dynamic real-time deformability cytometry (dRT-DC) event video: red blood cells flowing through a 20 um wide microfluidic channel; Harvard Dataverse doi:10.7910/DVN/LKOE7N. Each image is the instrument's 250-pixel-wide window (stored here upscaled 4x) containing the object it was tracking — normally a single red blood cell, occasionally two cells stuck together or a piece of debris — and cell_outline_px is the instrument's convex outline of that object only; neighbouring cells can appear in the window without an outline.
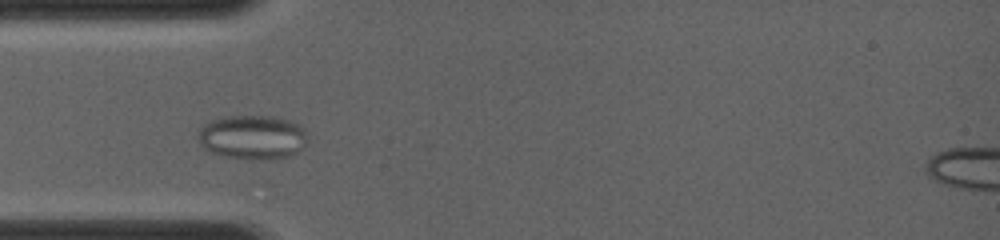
{"species": "common noctule bat (a hibernating species)", "species_latin": "Nyctalus noctula", "temperature_condition": "room temperature", "stored_images_in_passage": 4, "camera_frame_rate_fps": 4000, "um_per_image_px": 0.085, "animal": {"sex": "female", "body_mass_g": 19.0, "forearm_length_mm": 56.7}, "frame": {"image": 1, "passage_image": 3, "time_ms": 2.5, "image_size_px": [1000, 240], "cell_outline_px": [[308, 136], [304, 144], [296, 152], [288, 156], [224, 156], [208, 152], [200, 144], [196, 136], [196, 132], [204, 124], [220, 116], [272, 116], [292, 120], [300, 124], [308, 132]], "centroid_in_image_um": [21.42, 11.58], "position_along_channel_um": 63.6, "area_um2": 27.69}}
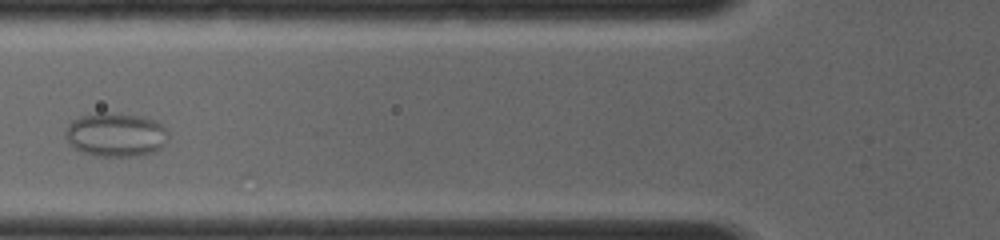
{"frame": {"image": 2, "passage_image": 4, "time_ms": 3.75, "image_size_px": [1000, 240], "cell_outline_px": [[168, 136], [164, 144], [160, 148], [152, 152], [136, 156], [100, 156], [80, 152], [64, 136], [64, 132], [68, 124], [72, 120], [80, 116], [104, 112], [108, 112], [144, 116], [156, 120], [168, 132]], "centroid_in_image_um": [9.83, 11.43], "position_along_channel_um": 116.0, "area_um2": 26.36}}